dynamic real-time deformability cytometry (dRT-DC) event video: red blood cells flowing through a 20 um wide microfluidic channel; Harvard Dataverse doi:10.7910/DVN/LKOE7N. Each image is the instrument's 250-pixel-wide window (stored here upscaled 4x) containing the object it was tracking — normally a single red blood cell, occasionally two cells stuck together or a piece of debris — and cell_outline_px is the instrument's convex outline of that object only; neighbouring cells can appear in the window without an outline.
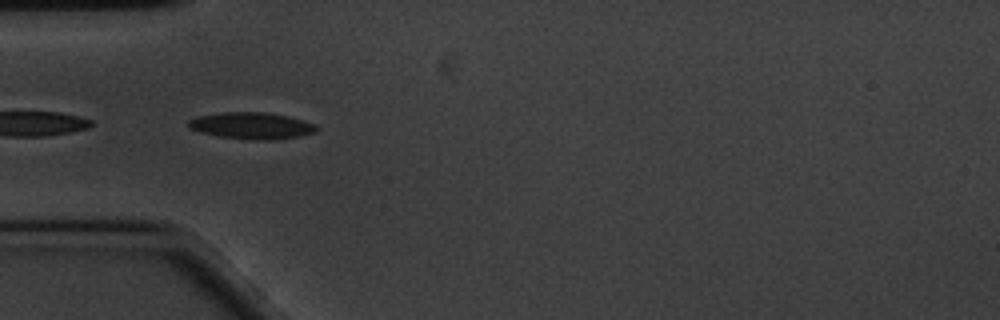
{"species": "common noctule bat (a hibernating species)", "species_latin": "Nyctalus noctula", "temperature_condition": "cold", "stored_images_in_passage": 28, "camera_frame_rate_fps": 3000, "um_per_image_px": 0.085, "animal": {"sex": "male", "body_mass_g": 20.1, "forearm_length_mm": 53.5}, "frame": {"image": 1, "passage_image": 9, "time_ms": 2.667, "image_size_px": [1000, 320], "cell_outline_px": [[320, 128], [316, 132], [300, 136], [272, 140], [256, 140], [220, 136], [200, 132], [192, 128], [188, 124], [188, 120], [196, 116], [224, 112], [268, 112], [288, 116], [316, 124]], "centroid_in_image_um": [21.44, 10.67], "position_along_channel_um": 63.6, "area_um2": 19.88}}
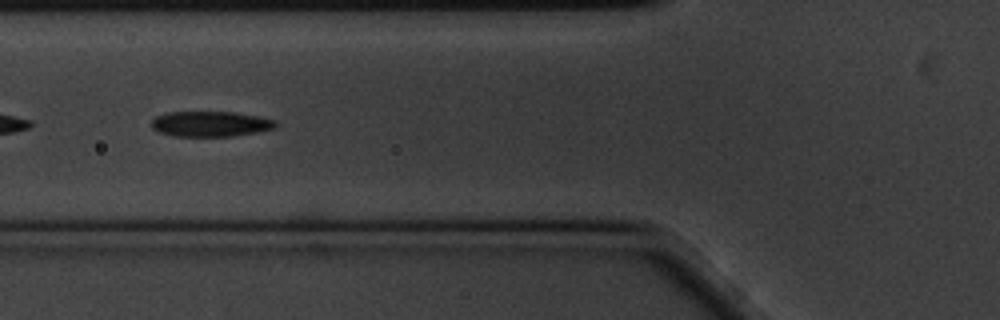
{"frame": {"image": 2, "passage_image": 13, "time_ms": 4.0, "image_size_px": [1000, 320], "cell_outline_px": [[276, 128], [256, 132], [232, 136], [172, 136], [160, 132], [152, 128], [152, 120], [156, 116], [168, 112], [236, 112], [276, 120]], "centroid_in_image_um": [17.89, 10.53], "position_along_channel_um": 107.9, "area_um2": 18.26}}